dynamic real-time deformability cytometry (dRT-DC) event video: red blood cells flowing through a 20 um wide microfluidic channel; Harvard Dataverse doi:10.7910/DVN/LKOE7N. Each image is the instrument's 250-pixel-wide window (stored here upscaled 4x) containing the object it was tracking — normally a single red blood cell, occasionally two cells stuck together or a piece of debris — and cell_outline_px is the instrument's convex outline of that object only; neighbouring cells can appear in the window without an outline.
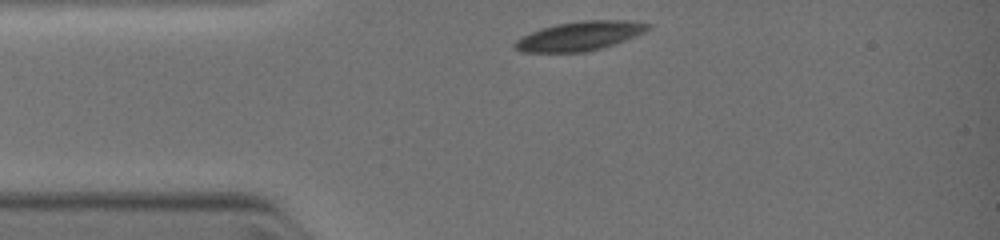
{"species": "common noctule bat (a hibernating species)", "species_latin": "Nyctalus noctula", "temperature_condition": "warm", "stored_images_in_passage": 2, "camera_frame_rate_fps": 3000, "um_per_image_px": 0.085, "animal": {"sex": "female", "body_mass_g": 19.0, "forearm_length_mm": 51.5}, "frame": {"image": 1, "passage_image": 1, "time_ms": 0.0, "image_size_px": [1000, 240], "cell_outline_px": [[648, 28], [644, 32], [624, 40], [600, 48], [584, 52], [524, 52], [516, 48], [516, 40], [540, 28], [556, 24], [580, 20], [624, 20], [648, 24]], "centroid_in_image_um": [49.25, 3.05], "position_along_channel_um": 35.8, "area_um2": 22.02}}